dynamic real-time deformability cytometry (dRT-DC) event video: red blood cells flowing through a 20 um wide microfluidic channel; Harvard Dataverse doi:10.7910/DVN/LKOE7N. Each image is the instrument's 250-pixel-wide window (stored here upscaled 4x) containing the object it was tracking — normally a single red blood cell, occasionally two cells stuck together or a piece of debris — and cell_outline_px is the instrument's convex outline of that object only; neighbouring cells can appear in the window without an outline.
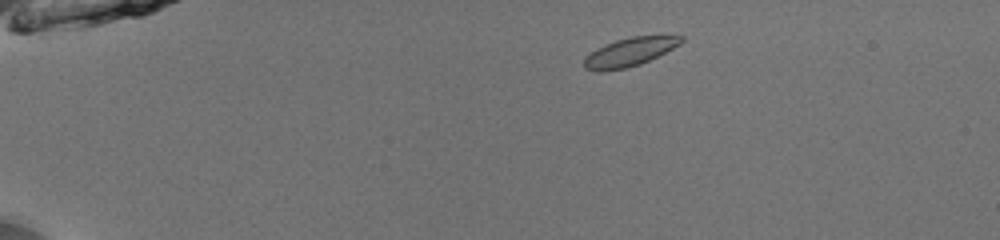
{"species": "common noctule bat (a hibernating species)", "species_latin": "Nyctalus noctula", "temperature_condition": "room temperature", "stored_images_in_passage": 42, "camera_frame_rate_fps": 3000, "um_per_image_px": 0.085, "animal": {"sex": "male", "body_mass_g": 13.0, "forearm_length_mm": 53.1}, "frame": {"image": 1, "passage_image": 1, "time_ms": 0.0, "image_size_px": [1000, 240], "cell_outline_px": [[684, 40], [680, 44], [640, 64], [624, 68], [604, 72], [600, 72], [584, 68], [584, 56], [596, 48], [616, 40], [632, 36], [684, 36]], "centroid_in_image_um": [53.46, 4.43], "position_along_channel_um": 31.5, "area_um2": 15.95}}
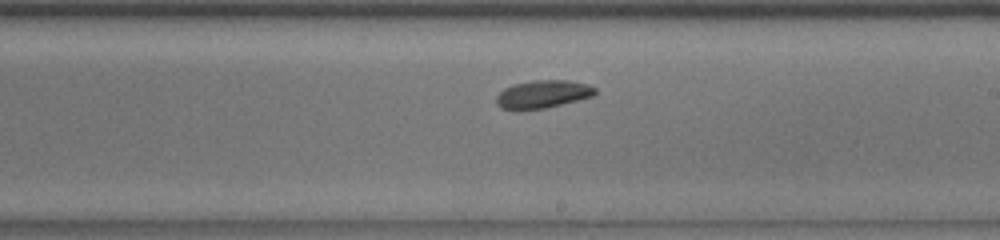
{"frame": {"image": 2, "passage_image": 23, "time_ms": 7.333, "image_size_px": [1000, 240], "cell_outline_px": [[596, 92], [592, 96], [544, 108], [520, 112], [500, 108], [496, 104], [496, 96], [504, 88], [516, 84], [532, 80], [568, 80], [588, 84], [596, 88]], "centroid_in_image_um": [46.07, 8.03], "position_along_channel_um": 242.9, "area_um2": 16.24}}
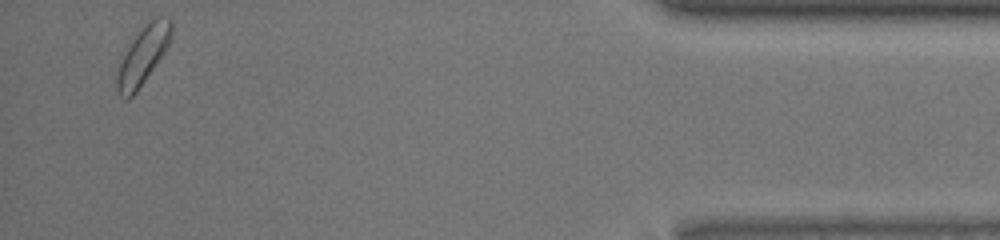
{"frame": {"image": 3, "passage_image": 41, "time_ms": 13.333, "image_size_px": [1000, 240], "cell_outline_px": [[172, 36], [164, 52], [136, 92], [128, 100], [124, 100], [120, 96], [116, 88], [116, 76], [120, 56], [132, 36], [152, 16], [168, 16], [172, 20]], "centroid_in_image_um": [12.11, 4.65], "position_along_channel_um": 423.1, "area_um2": 19.02}, "authors_computed_cell_mechanics": {"area_um2": 16.3285, "velocity_mm_per_s": 3.9471, "shape_relaxation_time_tau1_ms": 2.8579, "shape_relaxation_time_tau2_ms": 1.4362, "deformation_change_tau1": 0.0696, "deformation_change_tau2": 0.0265}}